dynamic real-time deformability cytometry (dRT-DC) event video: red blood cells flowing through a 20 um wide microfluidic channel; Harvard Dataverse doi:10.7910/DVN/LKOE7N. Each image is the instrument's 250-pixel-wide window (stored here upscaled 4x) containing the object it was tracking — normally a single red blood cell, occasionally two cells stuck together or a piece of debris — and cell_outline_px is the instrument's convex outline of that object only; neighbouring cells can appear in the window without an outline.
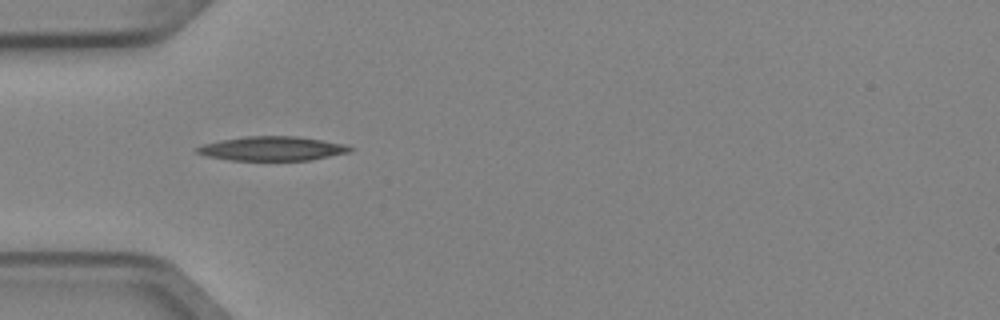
{"species": "Egyptian fruit bat (a non-hibernating species)", "species_latin": "Rousettus aegyptiacus", "temperature_condition": "cold", "stored_images_in_passage": 7, "camera_frame_rate_fps": 3000, "um_per_image_px": 0.085, "animal": {"sex": "female"}, "frame": {"image": 1, "passage_image": 4, "time_ms": 1.0, "image_size_px": [1000, 320], "cell_outline_px": [[356, 148], [348, 152], [312, 160], [232, 160], [208, 156], [196, 152], [196, 148], [204, 144], [220, 140], [244, 136], [296, 136], [348, 144]], "centroid_in_image_um": [23.19, 12.62], "position_along_channel_um": 61.8, "area_um2": 21.56}}
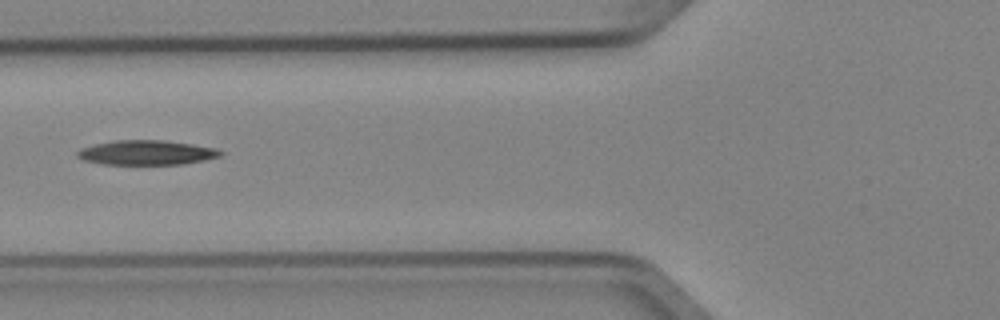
{"frame": {"image": 2, "passage_image": 5, "time_ms": 1.333, "image_size_px": [1000, 320], "cell_outline_px": [[224, 152], [220, 156], [204, 160], [184, 164], [104, 164], [84, 160], [76, 156], [76, 152], [80, 148], [92, 144], [112, 140], [164, 140], [192, 144], [216, 148]], "centroid_in_image_um": [12.43, 12.96], "position_along_channel_um": 113.4, "area_um2": 20.63}}